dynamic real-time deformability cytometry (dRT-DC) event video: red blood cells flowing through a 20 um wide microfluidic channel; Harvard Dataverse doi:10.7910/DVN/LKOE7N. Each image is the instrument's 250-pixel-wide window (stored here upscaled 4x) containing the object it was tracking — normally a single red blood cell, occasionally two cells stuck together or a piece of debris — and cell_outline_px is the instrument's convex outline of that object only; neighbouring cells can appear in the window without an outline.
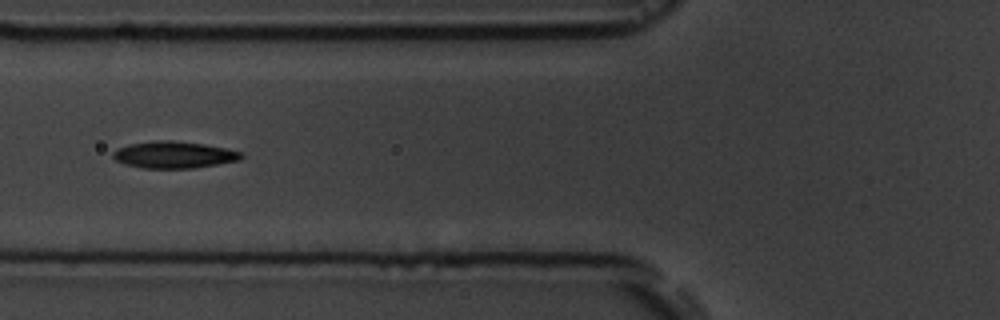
{"species": "common noctule bat (a hibernating species)", "species_latin": "Nyctalus noctula", "temperature_condition": "room temperature", "stored_images_in_passage": 8, "camera_frame_rate_fps": 3000, "um_per_image_px": 0.085, "animal": {"sex": "male", "body_mass_g": 19.5, "forearm_length_mm": 54.6}, "frame": {"image": 1, "passage_image": 6, "time_ms": 6.0, "image_size_px": [1000, 320], "cell_outline_px": [[244, 156], [240, 160], [192, 168], [144, 168], [124, 164], [116, 160], [112, 156], [112, 152], [116, 148], [128, 144], [152, 140], [172, 140], [204, 144], [244, 152]], "centroid_in_image_um": [14.76, 13.14], "position_along_channel_um": 111.0, "area_um2": 20.17}}
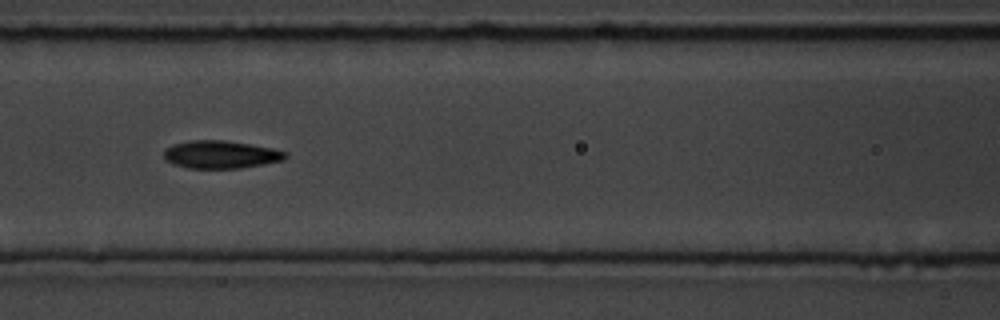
{"frame": {"image": 2, "passage_image": 7, "time_ms": 7.0, "image_size_px": [1000, 320], "cell_outline_px": [[288, 156], [284, 160], [240, 168], [188, 168], [172, 164], [164, 156], [164, 152], [172, 144], [188, 140], [224, 140], [272, 148], [288, 152]], "centroid_in_image_um": [18.77, 13.13], "position_along_channel_um": 147.8, "area_um2": 19.59}}